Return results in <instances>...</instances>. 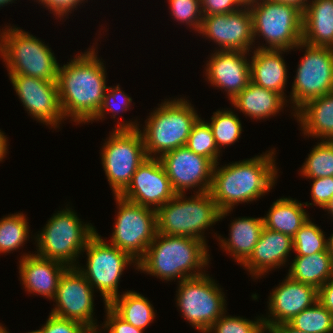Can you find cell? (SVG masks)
<instances>
[{"label":"cell","mask_w":333,"mask_h":333,"mask_svg":"<svg viewBox=\"0 0 333 333\" xmlns=\"http://www.w3.org/2000/svg\"><path fill=\"white\" fill-rule=\"evenodd\" d=\"M92 46L63 66H59L57 84L63 116L75 123H88L98 112L104 98L106 70Z\"/></svg>","instance_id":"6da1fadb"},{"label":"cell","mask_w":333,"mask_h":333,"mask_svg":"<svg viewBox=\"0 0 333 333\" xmlns=\"http://www.w3.org/2000/svg\"><path fill=\"white\" fill-rule=\"evenodd\" d=\"M15 0H0V7L6 6V4L14 3Z\"/></svg>","instance_id":"816d5d0a"},{"label":"cell","mask_w":333,"mask_h":333,"mask_svg":"<svg viewBox=\"0 0 333 333\" xmlns=\"http://www.w3.org/2000/svg\"><path fill=\"white\" fill-rule=\"evenodd\" d=\"M303 48L292 85L291 108L297 111L307 101L333 92V48L313 46L301 41L294 49Z\"/></svg>","instance_id":"4fadbf2b"},{"label":"cell","mask_w":333,"mask_h":333,"mask_svg":"<svg viewBox=\"0 0 333 333\" xmlns=\"http://www.w3.org/2000/svg\"><path fill=\"white\" fill-rule=\"evenodd\" d=\"M0 333H9V331L6 330V327L0 324Z\"/></svg>","instance_id":"f5cc1de1"},{"label":"cell","mask_w":333,"mask_h":333,"mask_svg":"<svg viewBox=\"0 0 333 333\" xmlns=\"http://www.w3.org/2000/svg\"><path fill=\"white\" fill-rule=\"evenodd\" d=\"M176 195L159 158H147L120 194L130 202L157 210Z\"/></svg>","instance_id":"ac0fdd59"},{"label":"cell","mask_w":333,"mask_h":333,"mask_svg":"<svg viewBox=\"0 0 333 333\" xmlns=\"http://www.w3.org/2000/svg\"><path fill=\"white\" fill-rule=\"evenodd\" d=\"M207 122L212 130L216 146L219 151L222 147L234 144L241 137L242 124L234 111L225 109L217 110Z\"/></svg>","instance_id":"d6a6232c"},{"label":"cell","mask_w":333,"mask_h":333,"mask_svg":"<svg viewBox=\"0 0 333 333\" xmlns=\"http://www.w3.org/2000/svg\"><path fill=\"white\" fill-rule=\"evenodd\" d=\"M279 93L260 87L250 81L248 85L230 102L251 119H266L283 110L288 102ZM286 101V102H285Z\"/></svg>","instance_id":"484cf974"},{"label":"cell","mask_w":333,"mask_h":333,"mask_svg":"<svg viewBox=\"0 0 333 333\" xmlns=\"http://www.w3.org/2000/svg\"><path fill=\"white\" fill-rule=\"evenodd\" d=\"M322 229L310 218L304 223L292 238L295 256H308L317 252H329L328 239Z\"/></svg>","instance_id":"e575fe53"},{"label":"cell","mask_w":333,"mask_h":333,"mask_svg":"<svg viewBox=\"0 0 333 333\" xmlns=\"http://www.w3.org/2000/svg\"><path fill=\"white\" fill-rule=\"evenodd\" d=\"M252 13L254 43L256 36H263L269 46L257 49L293 50L301 41L303 11L294 5L271 0L247 2Z\"/></svg>","instance_id":"9c48e42d"},{"label":"cell","mask_w":333,"mask_h":333,"mask_svg":"<svg viewBox=\"0 0 333 333\" xmlns=\"http://www.w3.org/2000/svg\"><path fill=\"white\" fill-rule=\"evenodd\" d=\"M106 318L103 329L109 333H143L144 330L138 329L121 318L108 304L105 305Z\"/></svg>","instance_id":"7bdbcfd3"},{"label":"cell","mask_w":333,"mask_h":333,"mask_svg":"<svg viewBox=\"0 0 333 333\" xmlns=\"http://www.w3.org/2000/svg\"><path fill=\"white\" fill-rule=\"evenodd\" d=\"M303 204L291 197L277 199L263 217L264 227L293 238L309 219Z\"/></svg>","instance_id":"83f0119b"},{"label":"cell","mask_w":333,"mask_h":333,"mask_svg":"<svg viewBox=\"0 0 333 333\" xmlns=\"http://www.w3.org/2000/svg\"><path fill=\"white\" fill-rule=\"evenodd\" d=\"M186 147L194 153L210 159L214 164L219 163L221 151L216 146L209 124L203 121L201 117L193 125Z\"/></svg>","instance_id":"d590c367"},{"label":"cell","mask_w":333,"mask_h":333,"mask_svg":"<svg viewBox=\"0 0 333 333\" xmlns=\"http://www.w3.org/2000/svg\"><path fill=\"white\" fill-rule=\"evenodd\" d=\"M317 300L333 314V278L318 289Z\"/></svg>","instance_id":"f6af8a7d"},{"label":"cell","mask_w":333,"mask_h":333,"mask_svg":"<svg viewBox=\"0 0 333 333\" xmlns=\"http://www.w3.org/2000/svg\"><path fill=\"white\" fill-rule=\"evenodd\" d=\"M16 27L6 25L0 32V56L8 74L57 81L60 65L51 48L39 38Z\"/></svg>","instance_id":"5b68a950"},{"label":"cell","mask_w":333,"mask_h":333,"mask_svg":"<svg viewBox=\"0 0 333 333\" xmlns=\"http://www.w3.org/2000/svg\"><path fill=\"white\" fill-rule=\"evenodd\" d=\"M119 123L101 149L102 166L114 196L127 188L137 168L148 158L138 122Z\"/></svg>","instance_id":"52a82bcc"},{"label":"cell","mask_w":333,"mask_h":333,"mask_svg":"<svg viewBox=\"0 0 333 333\" xmlns=\"http://www.w3.org/2000/svg\"><path fill=\"white\" fill-rule=\"evenodd\" d=\"M193 107L187 99L174 98L161 102L153 110L143 131L140 130L148 158H160L166 152L186 146L191 129L200 118Z\"/></svg>","instance_id":"277c9868"},{"label":"cell","mask_w":333,"mask_h":333,"mask_svg":"<svg viewBox=\"0 0 333 333\" xmlns=\"http://www.w3.org/2000/svg\"><path fill=\"white\" fill-rule=\"evenodd\" d=\"M76 214L70 207L53 214L35 236L38 256L58 261L67 267L79 265L77 258L97 231L92 224H84Z\"/></svg>","instance_id":"ba28073f"},{"label":"cell","mask_w":333,"mask_h":333,"mask_svg":"<svg viewBox=\"0 0 333 333\" xmlns=\"http://www.w3.org/2000/svg\"><path fill=\"white\" fill-rule=\"evenodd\" d=\"M287 50L255 49L250 61L251 81L256 85L279 93L284 99L287 66L282 56Z\"/></svg>","instance_id":"603a6c76"},{"label":"cell","mask_w":333,"mask_h":333,"mask_svg":"<svg viewBox=\"0 0 333 333\" xmlns=\"http://www.w3.org/2000/svg\"><path fill=\"white\" fill-rule=\"evenodd\" d=\"M8 138L0 130V162L5 158L8 153Z\"/></svg>","instance_id":"7dc6e473"},{"label":"cell","mask_w":333,"mask_h":333,"mask_svg":"<svg viewBox=\"0 0 333 333\" xmlns=\"http://www.w3.org/2000/svg\"><path fill=\"white\" fill-rule=\"evenodd\" d=\"M159 159L176 194H185L194 187H199L195 193L210 191L215 165L210 159L186 146L166 152Z\"/></svg>","instance_id":"9a60e30c"},{"label":"cell","mask_w":333,"mask_h":333,"mask_svg":"<svg viewBox=\"0 0 333 333\" xmlns=\"http://www.w3.org/2000/svg\"><path fill=\"white\" fill-rule=\"evenodd\" d=\"M249 53L239 50H216L207 61L205 74L212 86L223 89L231 101L251 81ZM248 60V61H247Z\"/></svg>","instance_id":"d6986e66"},{"label":"cell","mask_w":333,"mask_h":333,"mask_svg":"<svg viewBox=\"0 0 333 333\" xmlns=\"http://www.w3.org/2000/svg\"><path fill=\"white\" fill-rule=\"evenodd\" d=\"M39 330L41 333H94L79 321L60 318L50 313L46 323Z\"/></svg>","instance_id":"ab89813d"},{"label":"cell","mask_w":333,"mask_h":333,"mask_svg":"<svg viewBox=\"0 0 333 333\" xmlns=\"http://www.w3.org/2000/svg\"><path fill=\"white\" fill-rule=\"evenodd\" d=\"M245 3H247V2H250V1H252V0H243Z\"/></svg>","instance_id":"11a10c76"},{"label":"cell","mask_w":333,"mask_h":333,"mask_svg":"<svg viewBox=\"0 0 333 333\" xmlns=\"http://www.w3.org/2000/svg\"><path fill=\"white\" fill-rule=\"evenodd\" d=\"M19 261V275L25 291L43 295L53 300L60 277L68 268L66 265L35 254H22Z\"/></svg>","instance_id":"44dd1931"},{"label":"cell","mask_w":333,"mask_h":333,"mask_svg":"<svg viewBox=\"0 0 333 333\" xmlns=\"http://www.w3.org/2000/svg\"><path fill=\"white\" fill-rule=\"evenodd\" d=\"M311 199L313 203H304L306 207L309 205L319 206L324 209L333 197V177H323L312 179Z\"/></svg>","instance_id":"60d3db41"},{"label":"cell","mask_w":333,"mask_h":333,"mask_svg":"<svg viewBox=\"0 0 333 333\" xmlns=\"http://www.w3.org/2000/svg\"><path fill=\"white\" fill-rule=\"evenodd\" d=\"M328 250L333 260V233L328 238Z\"/></svg>","instance_id":"681fc988"},{"label":"cell","mask_w":333,"mask_h":333,"mask_svg":"<svg viewBox=\"0 0 333 333\" xmlns=\"http://www.w3.org/2000/svg\"><path fill=\"white\" fill-rule=\"evenodd\" d=\"M224 313L205 333H265L263 317L254 321Z\"/></svg>","instance_id":"8d00e7d4"},{"label":"cell","mask_w":333,"mask_h":333,"mask_svg":"<svg viewBox=\"0 0 333 333\" xmlns=\"http://www.w3.org/2000/svg\"><path fill=\"white\" fill-rule=\"evenodd\" d=\"M301 176L308 179L333 177V141L321 140L312 148L301 167Z\"/></svg>","instance_id":"836d02e7"},{"label":"cell","mask_w":333,"mask_h":333,"mask_svg":"<svg viewBox=\"0 0 333 333\" xmlns=\"http://www.w3.org/2000/svg\"><path fill=\"white\" fill-rule=\"evenodd\" d=\"M288 323L306 333H333V314L319 301L301 311Z\"/></svg>","instance_id":"1f68e13d"},{"label":"cell","mask_w":333,"mask_h":333,"mask_svg":"<svg viewBox=\"0 0 333 333\" xmlns=\"http://www.w3.org/2000/svg\"><path fill=\"white\" fill-rule=\"evenodd\" d=\"M117 215L110 244L128 253L137 262L157 234L156 210L115 195Z\"/></svg>","instance_id":"7c38bea8"},{"label":"cell","mask_w":333,"mask_h":333,"mask_svg":"<svg viewBox=\"0 0 333 333\" xmlns=\"http://www.w3.org/2000/svg\"><path fill=\"white\" fill-rule=\"evenodd\" d=\"M106 242L96 232L83 250L87 255L86 266H77L93 289L100 291L104 305L119 296L118 284L127 265L134 263L137 269V261L128 253Z\"/></svg>","instance_id":"8fae6325"},{"label":"cell","mask_w":333,"mask_h":333,"mask_svg":"<svg viewBox=\"0 0 333 333\" xmlns=\"http://www.w3.org/2000/svg\"><path fill=\"white\" fill-rule=\"evenodd\" d=\"M266 333H306L293 328L289 323L265 326Z\"/></svg>","instance_id":"bcb514c9"},{"label":"cell","mask_w":333,"mask_h":333,"mask_svg":"<svg viewBox=\"0 0 333 333\" xmlns=\"http://www.w3.org/2000/svg\"><path fill=\"white\" fill-rule=\"evenodd\" d=\"M198 33L213 40L220 50L249 53L254 48L253 19L247 3L231 13L203 16Z\"/></svg>","instance_id":"2e32d148"},{"label":"cell","mask_w":333,"mask_h":333,"mask_svg":"<svg viewBox=\"0 0 333 333\" xmlns=\"http://www.w3.org/2000/svg\"><path fill=\"white\" fill-rule=\"evenodd\" d=\"M275 152L271 149L251 159L222 167L218 163L214 165L209 192L220 210L219 220L233 211L235 205L258 200L270 192L278 178Z\"/></svg>","instance_id":"7a4b0ae2"},{"label":"cell","mask_w":333,"mask_h":333,"mask_svg":"<svg viewBox=\"0 0 333 333\" xmlns=\"http://www.w3.org/2000/svg\"><path fill=\"white\" fill-rule=\"evenodd\" d=\"M168 2L174 20L186 23L199 32L203 19L200 0H168Z\"/></svg>","instance_id":"74e56055"},{"label":"cell","mask_w":333,"mask_h":333,"mask_svg":"<svg viewBox=\"0 0 333 333\" xmlns=\"http://www.w3.org/2000/svg\"><path fill=\"white\" fill-rule=\"evenodd\" d=\"M40 5H45V8L50 9V13L56 15L60 19L68 16L69 12L74 11L77 6L85 2V0H36ZM88 1V0H86Z\"/></svg>","instance_id":"ee69618b"},{"label":"cell","mask_w":333,"mask_h":333,"mask_svg":"<svg viewBox=\"0 0 333 333\" xmlns=\"http://www.w3.org/2000/svg\"><path fill=\"white\" fill-rule=\"evenodd\" d=\"M318 289L297 282L288 275L279 286L272 289L269 296L268 317L263 316L264 326L288 323L304 309L312 306L317 300Z\"/></svg>","instance_id":"ffe728a7"},{"label":"cell","mask_w":333,"mask_h":333,"mask_svg":"<svg viewBox=\"0 0 333 333\" xmlns=\"http://www.w3.org/2000/svg\"><path fill=\"white\" fill-rule=\"evenodd\" d=\"M23 213L8 214L0 220V254L21 248L29 238V223Z\"/></svg>","instance_id":"4dcf8cb0"},{"label":"cell","mask_w":333,"mask_h":333,"mask_svg":"<svg viewBox=\"0 0 333 333\" xmlns=\"http://www.w3.org/2000/svg\"><path fill=\"white\" fill-rule=\"evenodd\" d=\"M185 195L176 194L156 210L157 232L206 243L203 231L220 221V210L210 192L194 193L191 198Z\"/></svg>","instance_id":"8992f818"},{"label":"cell","mask_w":333,"mask_h":333,"mask_svg":"<svg viewBox=\"0 0 333 333\" xmlns=\"http://www.w3.org/2000/svg\"><path fill=\"white\" fill-rule=\"evenodd\" d=\"M131 103H132L131 97H129L127 94H125L124 91L120 89L119 84L113 87L107 86V90L105 91L102 104L97 114L89 121V123L94 122V120L98 121L99 119H101L102 121L107 111H109L110 114L112 113L111 117H113L114 119L116 115L119 114L120 112L128 111Z\"/></svg>","instance_id":"f35d334b"},{"label":"cell","mask_w":333,"mask_h":333,"mask_svg":"<svg viewBox=\"0 0 333 333\" xmlns=\"http://www.w3.org/2000/svg\"><path fill=\"white\" fill-rule=\"evenodd\" d=\"M121 318L138 329L144 330L156 317L150 301L135 291H125L108 304Z\"/></svg>","instance_id":"f546056e"},{"label":"cell","mask_w":333,"mask_h":333,"mask_svg":"<svg viewBox=\"0 0 333 333\" xmlns=\"http://www.w3.org/2000/svg\"><path fill=\"white\" fill-rule=\"evenodd\" d=\"M10 333V332H9ZM28 333H41L40 332V330L38 329V330H35V331H30V332H28Z\"/></svg>","instance_id":"db71d44e"},{"label":"cell","mask_w":333,"mask_h":333,"mask_svg":"<svg viewBox=\"0 0 333 333\" xmlns=\"http://www.w3.org/2000/svg\"><path fill=\"white\" fill-rule=\"evenodd\" d=\"M207 243L186 236H170L157 232L137 270L162 280L178 282L205 274L210 255ZM192 270V271H191ZM204 272H203V271Z\"/></svg>","instance_id":"3957f363"},{"label":"cell","mask_w":333,"mask_h":333,"mask_svg":"<svg viewBox=\"0 0 333 333\" xmlns=\"http://www.w3.org/2000/svg\"><path fill=\"white\" fill-rule=\"evenodd\" d=\"M263 228V217H241L232 221L230 238L222 239L220 235L217 237L222 249L229 252L238 264L243 265L252 255Z\"/></svg>","instance_id":"4316f807"},{"label":"cell","mask_w":333,"mask_h":333,"mask_svg":"<svg viewBox=\"0 0 333 333\" xmlns=\"http://www.w3.org/2000/svg\"><path fill=\"white\" fill-rule=\"evenodd\" d=\"M203 16L237 11L246 3L243 0H200Z\"/></svg>","instance_id":"b9f144b4"},{"label":"cell","mask_w":333,"mask_h":333,"mask_svg":"<svg viewBox=\"0 0 333 333\" xmlns=\"http://www.w3.org/2000/svg\"><path fill=\"white\" fill-rule=\"evenodd\" d=\"M287 275L304 284L319 289L333 278V260L329 252H317L308 256H295Z\"/></svg>","instance_id":"f1b7e54d"},{"label":"cell","mask_w":333,"mask_h":333,"mask_svg":"<svg viewBox=\"0 0 333 333\" xmlns=\"http://www.w3.org/2000/svg\"><path fill=\"white\" fill-rule=\"evenodd\" d=\"M302 41L333 48V0H312L303 11Z\"/></svg>","instance_id":"d4e9b609"},{"label":"cell","mask_w":333,"mask_h":333,"mask_svg":"<svg viewBox=\"0 0 333 333\" xmlns=\"http://www.w3.org/2000/svg\"><path fill=\"white\" fill-rule=\"evenodd\" d=\"M292 113L305 136L333 141V92L307 101Z\"/></svg>","instance_id":"cb8c5ba5"},{"label":"cell","mask_w":333,"mask_h":333,"mask_svg":"<svg viewBox=\"0 0 333 333\" xmlns=\"http://www.w3.org/2000/svg\"><path fill=\"white\" fill-rule=\"evenodd\" d=\"M222 288L209 274L186 278L178 283L176 304L188 323L205 333L224 313Z\"/></svg>","instance_id":"30bf717a"},{"label":"cell","mask_w":333,"mask_h":333,"mask_svg":"<svg viewBox=\"0 0 333 333\" xmlns=\"http://www.w3.org/2000/svg\"><path fill=\"white\" fill-rule=\"evenodd\" d=\"M324 210L328 211V214L330 213L331 217H333V197L329 201V203L326 205V207L324 208Z\"/></svg>","instance_id":"f907efd6"},{"label":"cell","mask_w":333,"mask_h":333,"mask_svg":"<svg viewBox=\"0 0 333 333\" xmlns=\"http://www.w3.org/2000/svg\"><path fill=\"white\" fill-rule=\"evenodd\" d=\"M273 2L287 3L296 6L300 10L304 11L308 5V0H271Z\"/></svg>","instance_id":"c3c4849f"},{"label":"cell","mask_w":333,"mask_h":333,"mask_svg":"<svg viewBox=\"0 0 333 333\" xmlns=\"http://www.w3.org/2000/svg\"><path fill=\"white\" fill-rule=\"evenodd\" d=\"M9 78L26 111L37 122L58 128L65 118L60 107L57 81L26 75H9Z\"/></svg>","instance_id":"e0dca14e"},{"label":"cell","mask_w":333,"mask_h":333,"mask_svg":"<svg viewBox=\"0 0 333 333\" xmlns=\"http://www.w3.org/2000/svg\"><path fill=\"white\" fill-rule=\"evenodd\" d=\"M292 250L293 240L290 236L264 227L252 255L242 266L256 280L269 270L285 265Z\"/></svg>","instance_id":"7402d4cb"},{"label":"cell","mask_w":333,"mask_h":333,"mask_svg":"<svg viewBox=\"0 0 333 333\" xmlns=\"http://www.w3.org/2000/svg\"><path fill=\"white\" fill-rule=\"evenodd\" d=\"M94 289L77 267H68L59 279L53 301L56 306L51 313L54 316L72 319L85 324L94 333L99 326L94 319Z\"/></svg>","instance_id":"5bb4252c"}]
</instances>
